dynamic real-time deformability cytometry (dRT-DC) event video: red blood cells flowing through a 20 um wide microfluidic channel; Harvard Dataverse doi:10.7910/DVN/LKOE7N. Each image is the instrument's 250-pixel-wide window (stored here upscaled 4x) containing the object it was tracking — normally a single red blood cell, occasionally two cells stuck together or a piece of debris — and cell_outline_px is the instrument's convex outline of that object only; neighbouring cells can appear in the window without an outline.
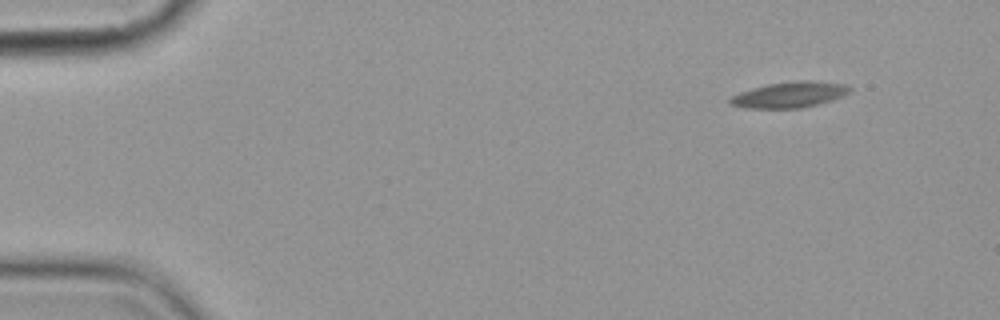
{"species": "common noctule bat (a hibernating species)", "species_latin": "Nyctalus noctula", "temperature_condition": "cold", "stored_images_in_passage": 6, "camera_frame_rate_fps": 3000, "um_per_image_px": 0.085, "animal": {"sex": "female", "body_mass_g": 19.9}, "frame": {"image": 1, "passage_image": 1, "time_ms": 0.0, "image_size_px": [1000, 320], "cell_outline_px": [[852, 88], [844, 96], [832, 100], [800, 108], [744, 108], [728, 104], [728, 100], [732, 96], [740, 92], [752, 88], [768, 84], [844, 84]], "centroid_in_image_um": [66.99, 8.13], "position_along_channel_um": 18.0, "area_um2": 16.7}}
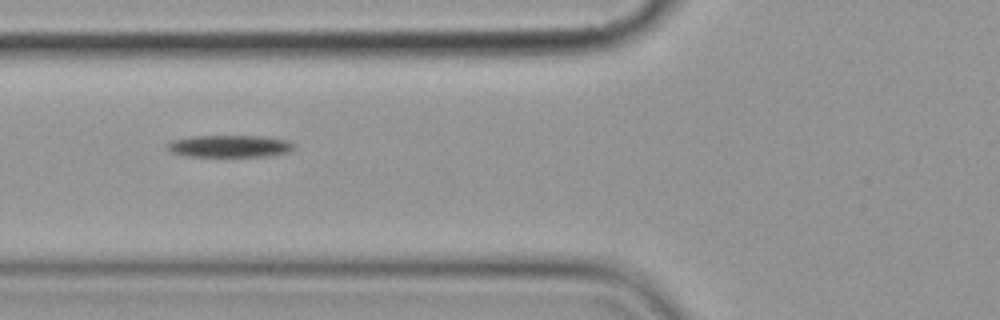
{"frame": {"image": 2, "passage_image": 5, "time_ms": 5.667, "image_size_px": [1000, 320], "cell_outline_px": [[296, 148], [288, 152], [272, 156], [188, 156], [172, 152], [164, 144], [172, 140], [192, 136], [260, 136], [288, 140], [296, 144]], "centroid_in_image_um": [19.56, 12.42], "position_along_channel_um": 106.2, "area_um2": 16.42}}
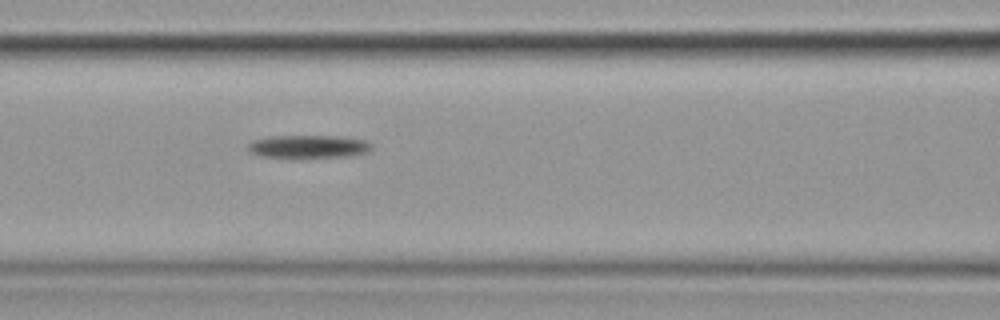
{"frame": {"image": 3, "passage_image": 6, "time_ms": 6.667, "image_size_px": [1000, 320], "cell_outline_px": [[372, 152], [352, 156], [260, 156], [248, 152], [248, 144], [252, 140], [268, 136], [336, 136], [368, 140], [372, 144]], "centroid_in_image_um": [26.27, 12.43], "position_along_channel_um": 140.3, "area_um2": 16.42}}